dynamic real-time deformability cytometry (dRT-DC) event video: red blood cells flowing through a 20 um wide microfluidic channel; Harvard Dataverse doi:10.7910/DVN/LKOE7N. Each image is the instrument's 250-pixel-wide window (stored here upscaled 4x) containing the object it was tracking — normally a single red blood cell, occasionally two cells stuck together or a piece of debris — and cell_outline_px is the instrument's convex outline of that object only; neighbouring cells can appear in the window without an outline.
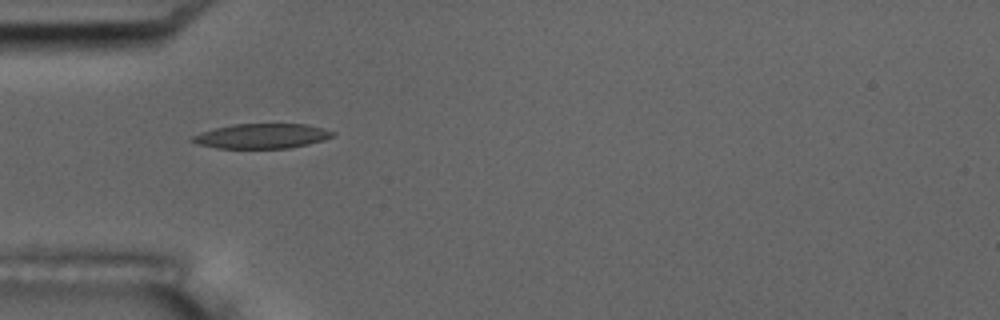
{"species": "common noctule bat (a hibernating species)", "species_latin": "Nyctalus noctula", "temperature_condition": "room temperature", "stored_images_in_passage": 2, "camera_frame_rate_fps": 3000, "um_per_image_px": 0.085, "animal": {"sex": "male", "body_mass_g": 17.5, "forearm_length_mm": 52.3}, "frame": {"image": 1, "passage_image": 1, "time_ms": 0.0, "image_size_px": [1000, 320], "cell_outline_px": [[336, 132], [332, 136], [324, 140], [308, 144], [288, 148], [216, 148], [196, 144], [188, 140], [192, 136], [200, 132], [232, 124], [304, 124]], "centroid_in_image_um": [22.19, 11.57], "position_along_channel_um": 62.8, "area_um2": 20.23}}